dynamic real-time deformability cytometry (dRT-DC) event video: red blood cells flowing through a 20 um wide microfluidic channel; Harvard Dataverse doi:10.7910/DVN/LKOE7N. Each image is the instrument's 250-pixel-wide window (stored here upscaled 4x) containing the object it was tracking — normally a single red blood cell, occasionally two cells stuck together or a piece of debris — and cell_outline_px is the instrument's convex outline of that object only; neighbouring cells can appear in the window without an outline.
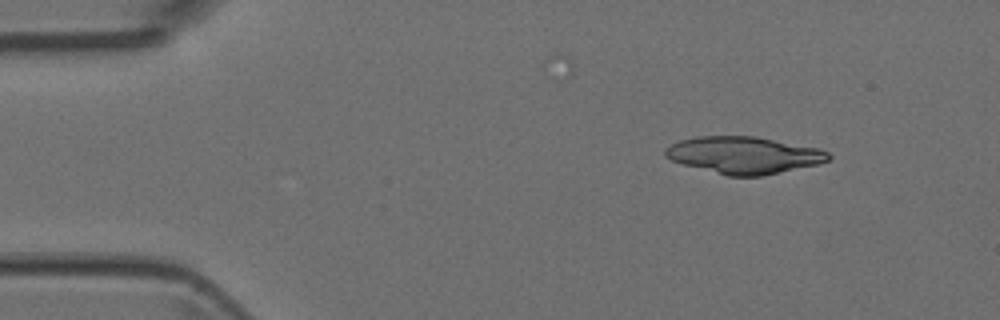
{"species": "Egyptian fruit bat (a non-hibernating species)", "species_latin": "Rousettus aegyptiacus", "temperature_condition": "room temperature", "stored_images_in_passage": 2, "camera_frame_rate_fps": 3000, "um_per_image_px": 0.085, "animal": {"sex": "female"}, "frame": {"image": 1, "passage_image": 1, "time_ms": 0.0, "image_size_px": [1000, 320], "cell_outline_px": [[832, 156], [828, 160], [816, 164], [760, 176], [728, 176], [684, 164], [672, 160], [664, 156], [664, 148], [680, 140], [700, 136], [756, 136], [820, 148], [828, 152]], "centroid_in_image_um": [63.23, 13.17], "position_along_channel_um": 21.8, "area_um2": 34.91}}